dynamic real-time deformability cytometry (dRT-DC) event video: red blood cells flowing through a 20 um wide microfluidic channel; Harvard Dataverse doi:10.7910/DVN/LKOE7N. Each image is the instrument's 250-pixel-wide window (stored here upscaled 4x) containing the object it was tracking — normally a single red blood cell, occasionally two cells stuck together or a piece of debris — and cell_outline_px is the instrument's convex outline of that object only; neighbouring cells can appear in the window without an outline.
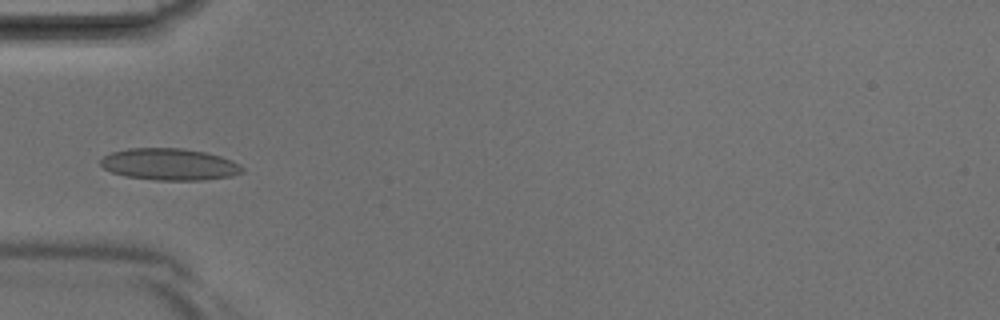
{"species": "Egyptian fruit bat (a non-hibernating species)", "species_latin": "Rousettus aegyptiacus", "temperature_condition": "room temperature", "stored_images_in_passage": 42, "camera_frame_rate_fps": 3000, "um_per_image_px": 0.085, "animal": {"sex": "male"}, "frame": {"image": 1, "passage_image": 14, "time_ms": 4.333, "image_size_px": [1000, 320], "cell_outline_px": [[244, 172], [232, 176], [204, 180], [156, 180], [124, 176], [112, 172], [104, 168], [100, 164], [100, 160], [104, 156], [112, 152], [128, 148], [184, 148], [204, 152], [220, 156], [232, 160], [240, 164], [244, 168]], "centroid_in_image_um": [14.43, 13.97], "position_along_channel_um": 70.6, "area_um2": 26.36}}
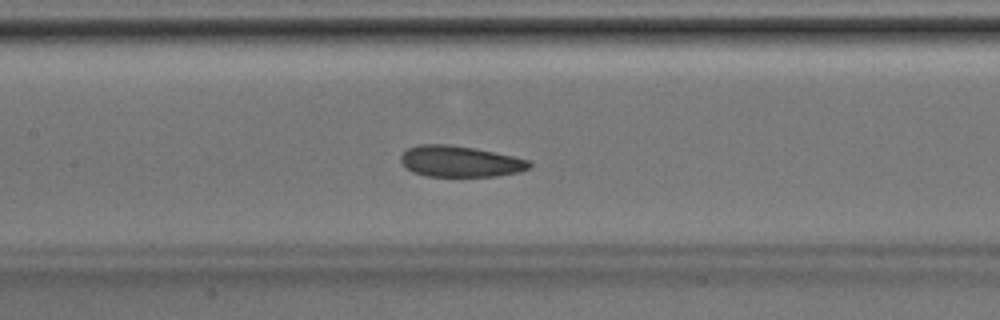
{"frame": {"image": 2, "passage_image": 20, "time_ms": 6.333, "image_size_px": [1000, 320], "cell_outline_px": [[532, 164], [528, 168], [520, 172], [496, 176], [424, 176], [412, 172], [404, 168], [400, 160], [400, 156], [408, 148], [416, 144], [448, 144], [472, 148], [512, 156], [528, 160]], "centroid_in_image_um": [39.04, 13.72], "position_along_channel_um": 168.4, "area_um2": 23.29}}
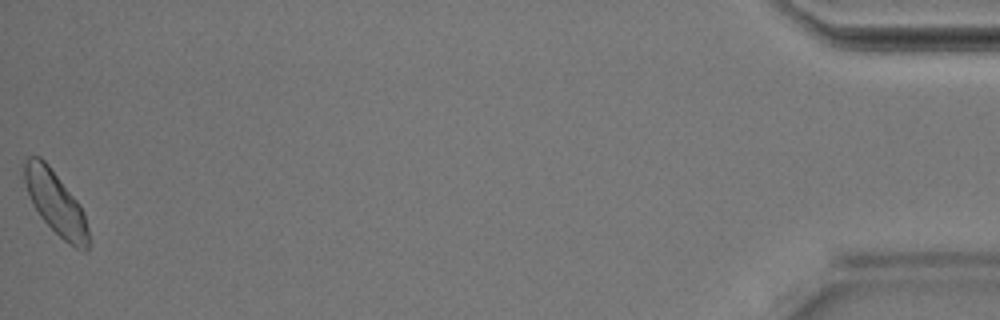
{"frame": {"image": 3, "passage_image": 42, "time_ms": 13.667, "image_size_px": [1000, 320], "cell_outline_px": [[88, 252], [84, 252], [68, 244], [40, 216], [32, 204], [24, 180], [24, 160], [28, 156], [40, 156], [48, 164], [80, 204], [84, 212], [88, 228]], "centroid_in_image_um": [4.74, 17.25], "position_along_channel_um": 430.5, "area_um2": 23.47}}